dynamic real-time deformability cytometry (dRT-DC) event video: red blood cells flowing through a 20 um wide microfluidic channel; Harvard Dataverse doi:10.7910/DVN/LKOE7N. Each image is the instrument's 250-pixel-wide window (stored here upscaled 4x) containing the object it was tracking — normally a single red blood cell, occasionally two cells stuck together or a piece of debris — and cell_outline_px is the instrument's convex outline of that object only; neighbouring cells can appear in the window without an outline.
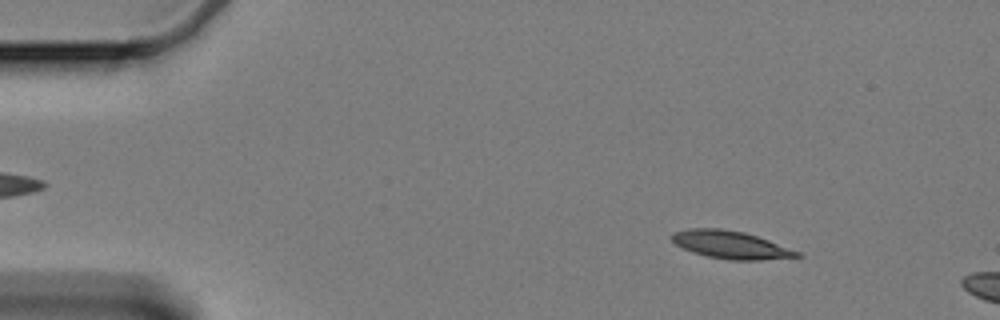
{"species": "Egyptian fruit bat (a non-hibernating species)", "species_latin": "Rousettus aegyptiacus", "temperature_condition": "cold", "stored_images_in_passage": 15, "camera_frame_rate_fps": 3000, "um_per_image_px": 0.085, "animal": {"sex": "female"}, "frame": {"image": 1, "passage_image": 7, "time_ms": 2.0, "image_size_px": [1000, 320], "cell_outline_px": [[804, 256], [760, 260], [732, 260], [708, 256], [692, 252], [676, 244], [668, 236], [672, 232], [688, 228], [720, 228], [744, 232], [768, 240], [800, 252]], "centroid_in_image_um": [62.07, 20.8], "position_along_channel_um": 22.9, "area_um2": 20.17}}